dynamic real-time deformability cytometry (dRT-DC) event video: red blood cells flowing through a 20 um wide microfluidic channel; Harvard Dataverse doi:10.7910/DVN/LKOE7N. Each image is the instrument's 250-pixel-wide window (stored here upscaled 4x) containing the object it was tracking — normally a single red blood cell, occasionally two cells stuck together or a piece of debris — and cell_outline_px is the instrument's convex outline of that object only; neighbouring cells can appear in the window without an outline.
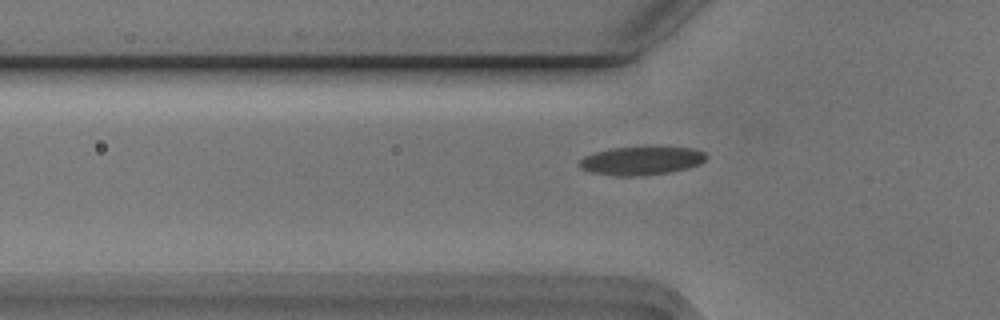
{"species": "Egyptian fruit bat (a non-hibernating species)", "species_latin": "Rousettus aegyptiacus", "temperature_condition": "cold", "stored_images_in_passage": 38, "camera_frame_rate_fps": 3000, "um_per_image_px": 0.085, "animal": {"sex": "male"}, "frame": {"image": 1, "passage_image": 8, "time_ms": 2.333, "image_size_px": [1000, 320], "cell_outline_px": [[708, 156], [700, 164], [688, 168], [668, 172], [644, 176], [612, 176], [592, 172], [580, 168], [580, 160], [584, 156], [596, 152], [612, 148], [696, 148], [704, 152]], "centroid_in_image_um": [54.52, 13.68], "position_along_channel_um": 71.3, "area_um2": 20.75}}
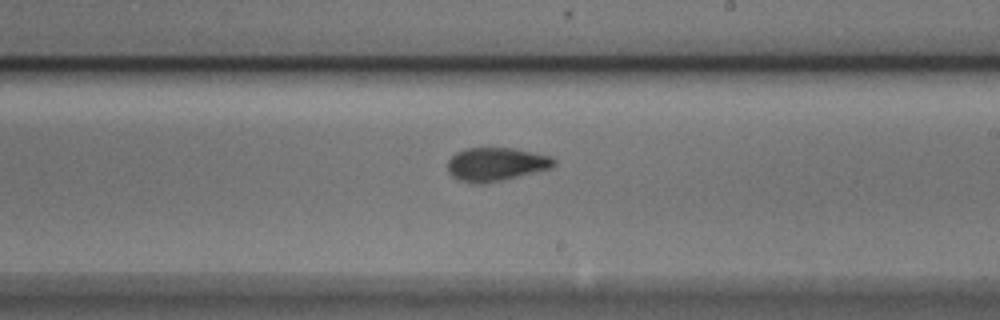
{"frame": {"image": 2, "passage_image": 22, "time_ms": 7.0, "image_size_px": [1000, 320], "cell_outline_px": [[556, 164], [552, 168], [504, 180], [484, 184], [472, 184], [460, 180], [452, 176], [448, 172], [448, 160], [456, 152], [464, 148], [512, 148], [552, 156], [556, 160]], "centroid_in_image_um": [42.17, 13.97], "position_along_channel_um": 246.8, "area_um2": 20.98}}
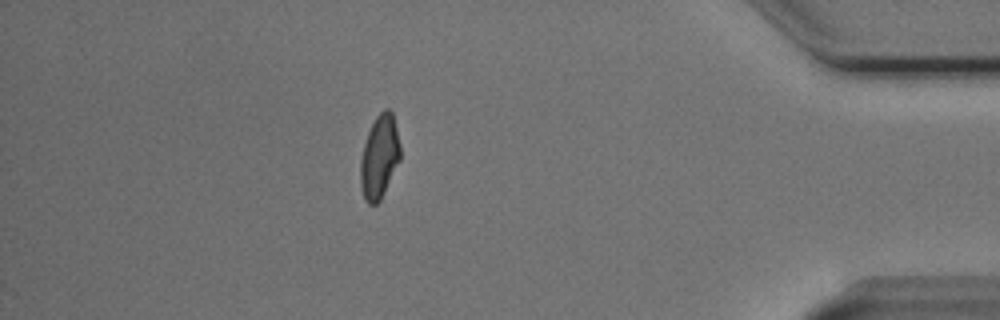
{"frame": {"image": 3, "passage_image": 38, "time_ms": 12.333, "image_size_px": [1000, 320], "cell_outline_px": [[400, 160], [380, 200], [376, 204], [368, 204], [364, 200], [360, 184], [360, 160], [364, 144], [368, 132], [376, 116], [384, 108], [388, 108], [392, 112], [400, 144]], "centroid_in_image_um": [32.24, 13.34], "position_along_channel_um": 403.0, "area_um2": 19.31}, "authors_computed_cell_mechanics": {"area_um2": 20.2011, "velocity_mm_per_s": 3.7494, "shape_relaxation_time_tau1_ms": 4.0044, "shape_relaxation_time_tau2_ms": 1.5418, "deformation_change_tau1": 0.1271, "deformation_change_tau2": 0.0636}}